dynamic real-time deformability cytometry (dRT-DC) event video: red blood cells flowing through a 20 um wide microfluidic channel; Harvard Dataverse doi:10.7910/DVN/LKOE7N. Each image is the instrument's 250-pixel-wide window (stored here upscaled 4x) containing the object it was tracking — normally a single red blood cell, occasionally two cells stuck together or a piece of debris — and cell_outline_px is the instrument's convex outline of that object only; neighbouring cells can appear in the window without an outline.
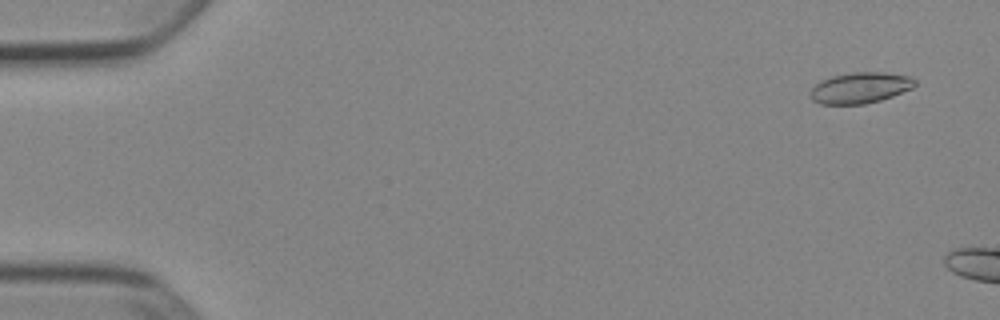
{"species": "Egyptian fruit bat (a non-hibernating species)", "species_latin": "Rousettus aegyptiacus", "temperature_condition": "cold", "stored_images_in_passage": 13, "camera_frame_rate_fps": 3000, "um_per_image_px": 0.085, "animal": {"sex": "female"}, "frame": {"image": 1, "passage_image": 3, "time_ms": 0.667, "image_size_px": [1000, 320], "cell_outline_px": [[916, 84], [912, 88], [892, 96], [880, 100], [864, 104], [820, 104], [812, 100], [812, 88], [820, 80], [832, 76], [852, 72], [884, 72], [912, 76], [916, 80]], "centroid_in_image_um": [73.14, 7.45], "position_along_channel_um": 11.9, "area_um2": 18.84}}